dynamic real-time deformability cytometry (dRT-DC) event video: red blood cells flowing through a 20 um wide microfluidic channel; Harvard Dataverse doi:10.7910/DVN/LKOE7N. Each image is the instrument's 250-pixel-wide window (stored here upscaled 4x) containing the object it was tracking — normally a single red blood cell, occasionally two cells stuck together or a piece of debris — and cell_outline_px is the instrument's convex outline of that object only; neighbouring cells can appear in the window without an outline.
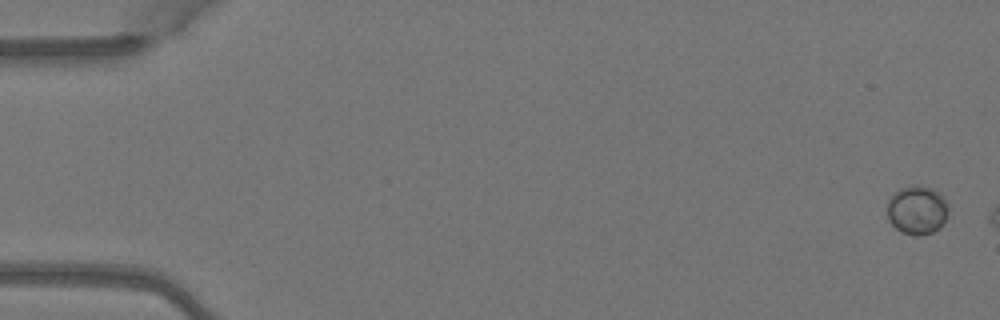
{"species": "Egyptian fruit bat (a non-hibernating species)", "species_latin": "Rousettus aegyptiacus", "temperature_condition": "warm", "stored_images_in_passage": 6, "camera_frame_rate_fps": 3000, "um_per_image_px": 0.085, "animal": {"sex": "female"}, "frame": {"image": 1, "passage_image": 1, "time_ms": 0.0, "image_size_px": [1000, 320], "cell_outline_px": [[948, 212], [944, 224], [940, 228], [932, 232], [920, 236], [912, 236], [900, 232], [888, 220], [888, 200], [900, 188], [932, 188], [940, 192], [944, 196], [948, 204]], "centroid_in_image_um": [77.99, 17.92], "position_along_channel_um": 7.0, "area_um2": 17.28}}